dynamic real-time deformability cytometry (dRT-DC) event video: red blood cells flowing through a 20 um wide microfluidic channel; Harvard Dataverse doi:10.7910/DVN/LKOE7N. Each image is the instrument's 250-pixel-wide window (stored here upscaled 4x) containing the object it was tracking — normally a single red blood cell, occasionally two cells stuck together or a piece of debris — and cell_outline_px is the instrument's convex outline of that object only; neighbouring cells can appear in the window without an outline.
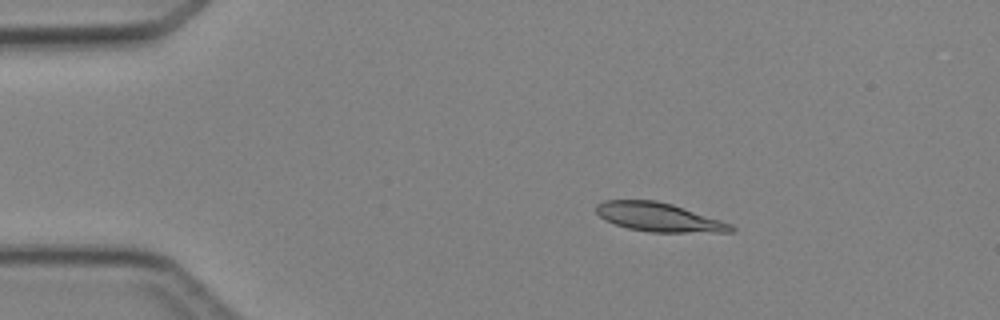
{"species": "Egyptian fruit bat (a non-hibernating species)", "species_latin": "Rousettus aegyptiacus", "temperature_condition": "cold", "stored_images_in_passage": 4, "camera_frame_rate_fps": 3000, "um_per_image_px": 0.085, "animal": {"sex": "female"}, "frame": {"image": 1, "passage_image": 1, "time_ms": 0.0, "image_size_px": [1000, 320], "cell_outline_px": [[736, 228], [732, 232], [648, 232], [628, 228], [604, 220], [596, 212], [596, 204], [604, 200], [656, 200], [672, 204], [732, 224]], "centroid_in_image_um": [55.98, 18.46], "position_along_channel_um": 29.0, "area_um2": 22.54}}
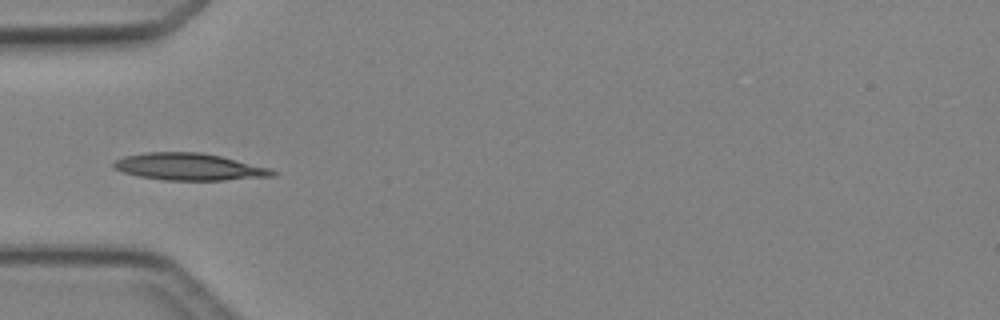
{"frame": {"image": 2, "passage_image": 3, "time_ms": 2.333, "image_size_px": [1000, 320], "cell_outline_px": [[276, 176], [224, 180], [164, 180], [140, 176], [124, 172], [116, 168], [112, 164], [116, 160], [124, 156], [144, 152], [200, 152], [220, 156], [268, 168], [276, 172]], "centroid_in_image_um": [16.07, 14.17], "position_along_channel_um": 68.9, "area_um2": 24.68}}
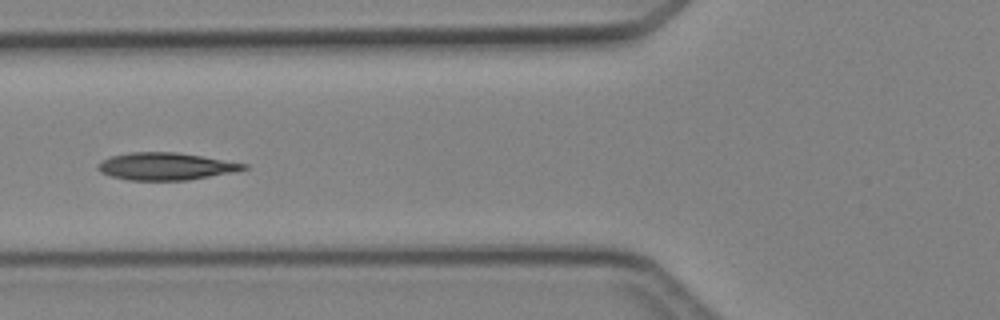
{"frame": {"image": 3, "passage_image": 4, "time_ms": 3.333, "image_size_px": [1000, 320], "cell_outline_px": [[248, 168], [236, 172], [188, 180], [128, 180], [112, 176], [100, 172], [96, 168], [96, 164], [112, 156], [132, 152], [176, 152], [248, 164]], "centroid_in_image_um": [14.1, 14.14], "position_along_channel_um": 111.7, "area_um2": 23.12}}